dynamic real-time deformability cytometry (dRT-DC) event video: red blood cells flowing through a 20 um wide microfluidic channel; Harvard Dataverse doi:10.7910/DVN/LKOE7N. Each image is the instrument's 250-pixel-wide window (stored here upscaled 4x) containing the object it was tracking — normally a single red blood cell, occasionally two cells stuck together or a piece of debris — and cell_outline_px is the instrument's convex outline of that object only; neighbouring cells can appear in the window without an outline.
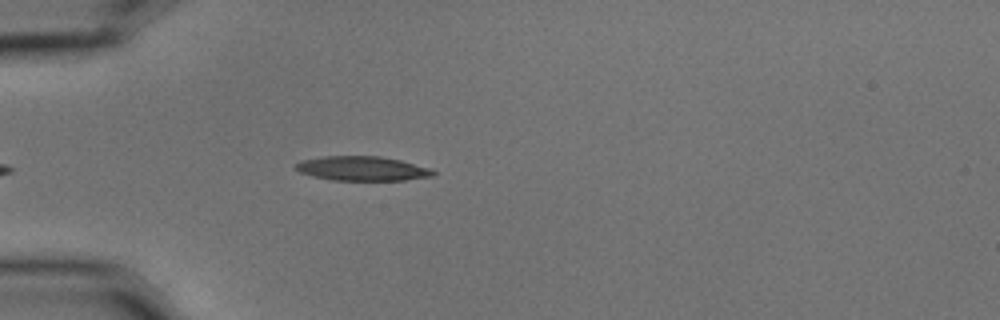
{"species": "common noctule bat (a hibernating species)", "species_latin": "Nyctalus noctula", "temperature_condition": "cold", "stored_images_in_passage": 5, "camera_frame_rate_fps": 3000, "um_per_image_px": 0.085, "animal": {"sex": "male", "body_mass_g": 15.6}, "frame": {"image": 1, "passage_image": 5, "time_ms": 1.333, "image_size_px": [1000, 320], "cell_outline_px": [[436, 176], [404, 180], [332, 180], [312, 176], [300, 172], [296, 168], [296, 164], [300, 160], [324, 156], [380, 156], [400, 160], [432, 168], [436, 172]], "centroid_in_image_um": [30.84, 14.32], "position_along_channel_um": 54.2, "area_um2": 19.65}}